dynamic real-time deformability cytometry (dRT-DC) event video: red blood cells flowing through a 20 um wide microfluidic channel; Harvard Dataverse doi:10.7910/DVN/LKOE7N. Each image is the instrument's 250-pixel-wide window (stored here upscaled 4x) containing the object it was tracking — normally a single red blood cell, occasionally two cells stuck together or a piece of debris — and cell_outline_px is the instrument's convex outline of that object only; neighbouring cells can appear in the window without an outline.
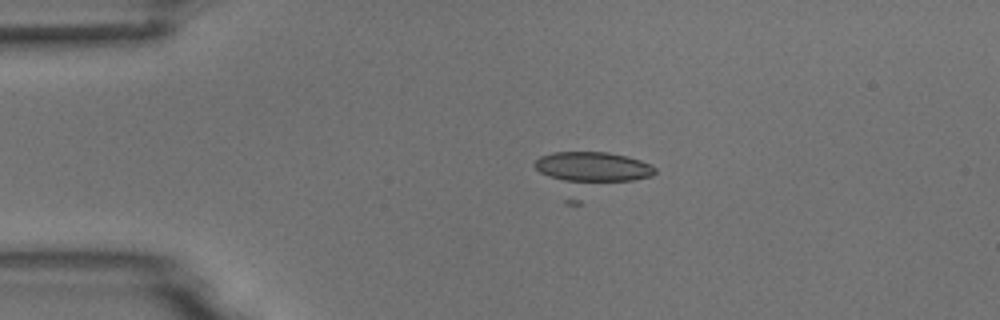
{"species": "common noctule bat (a hibernating species)", "species_latin": "Nyctalus noctula", "temperature_condition": "room temperature", "stored_images_in_passage": 55, "camera_frame_rate_fps": 3000, "um_per_image_px": 0.085, "animal": {"sex": "male", "body_mass_g": 18.8}, "frame": {"image": 1, "passage_image": 13, "time_ms": 4.0, "image_size_px": [1000, 320], "cell_outline_px": [[656, 172], [652, 176], [580, 204], [564, 204], [532, 164], [540, 156], [552, 152], [608, 152], [628, 156], [640, 160], [656, 168]], "centroid_in_image_um": [50.13, 14.78], "position_along_channel_um": 34.9, "area_um2": 30.98}}
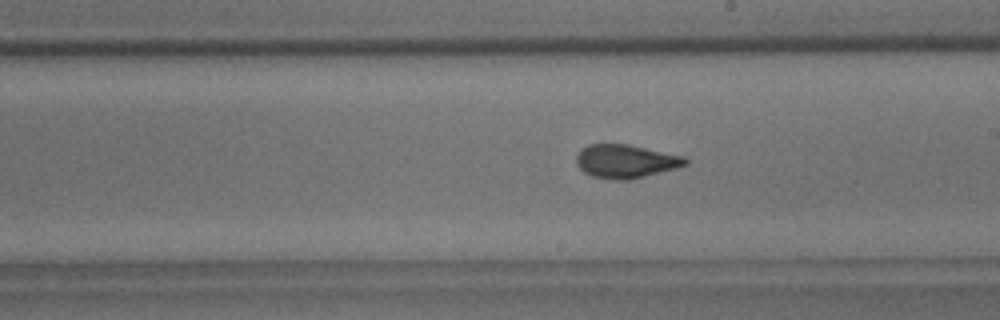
{"frame": {"image": 2, "passage_image": 32, "time_ms": 10.333, "image_size_px": [1000, 320], "cell_outline_px": [[688, 164], [676, 168], [628, 180], [612, 180], [592, 176], [584, 172], [576, 164], [576, 156], [588, 144], [628, 144], [684, 156], [688, 160]], "centroid_in_image_um": [53.18, 13.71], "position_along_channel_um": 235.8, "area_um2": 21.15}}
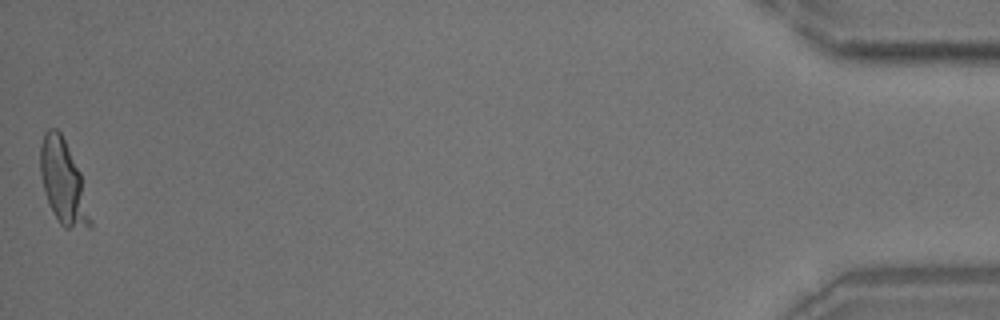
{"frame": {"image": 3, "passage_image": 55, "time_ms": 18.0, "image_size_px": [1000, 320], "cell_outline_px": [[92, 228], [64, 228], [60, 224], [48, 204], [40, 172], [40, 148], [44, 132], [48, 128], [56, 128], [60, 132], [80, 172], [92, 220]], "centroid_in_image_um": [5.37, 15.51], "position_along_channel_um": 429.8, "area_um2": 24.16}, "authors_computed_cell_mechanics": {"area_um2": 21.2704, "velocity_mm_per_s": 3.7779, "shape_relaxation_time_tau1_ms": 4.1187, "shape_relaxation_time_tau2_ms": 0.8863, "deformation_change_tau1": 0.1356, "deformation_change_tau2": 0.0497}}